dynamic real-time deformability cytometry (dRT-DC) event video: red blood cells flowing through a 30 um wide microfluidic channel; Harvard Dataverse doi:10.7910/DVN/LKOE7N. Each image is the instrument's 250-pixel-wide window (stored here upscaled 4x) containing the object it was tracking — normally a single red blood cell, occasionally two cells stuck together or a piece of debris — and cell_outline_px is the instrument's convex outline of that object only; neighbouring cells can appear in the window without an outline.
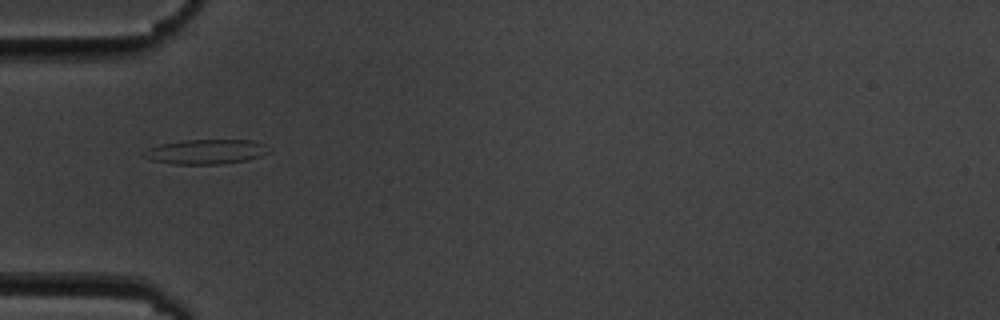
{"species": "common noctule bat (a hibernating species)", "species_latin": "Nyctalus noctula", "temperature_condition": "cold", "stored_images_in_passage": 7, "camera_frame_rate_fps": 3000, "um_per_image_px": 0.085, "animal": {"sex": "male", "body_mass_g": 19.5, "forearm_length_mm": 54.6}, "frame": {"image": 1, "passage_image": 1, "time_ms": 0.0, "image_size_px": [1000, 320], "cell_outline_px": [[272, 152], [248, 160], [220, 164], [172, 164], [152, 160], [140, 156], [140, 152], [148, 148], [160, 144], [184, 140], [252, 140], [264, 144], [272, 148]], "centroid_in_image_um": [17.51, 12.89], "position_along_channel_um": 67.5, "area_um2": 18.32}}
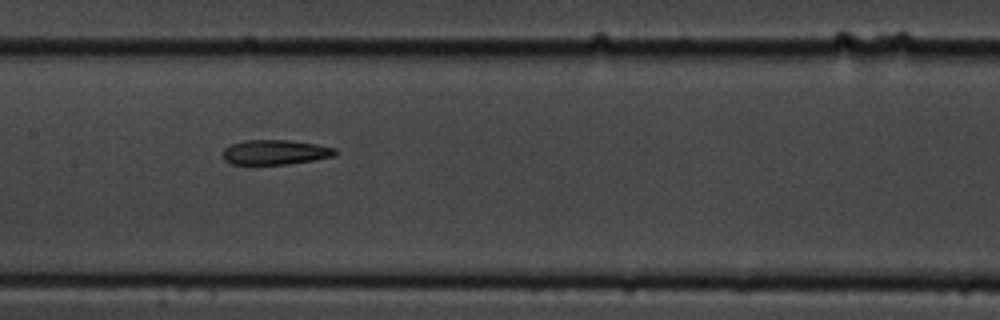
{"frame": {"image": 2, "passage_image": 4, "time_ms": 3.333, "image_size_px": [1000, 320], "cell_outline_px": [[336, 152], [332, 156], [316, 160], [288, 164], [228, 164], [224, 160], [224, 148], [232, 144], [244, 140], [288, 140], [316, 144], [336, 148]], "centroid_in_image_um": [23.38, 12.94], "position_along_channel_um": 184.0, "area_um2": 16.18}}
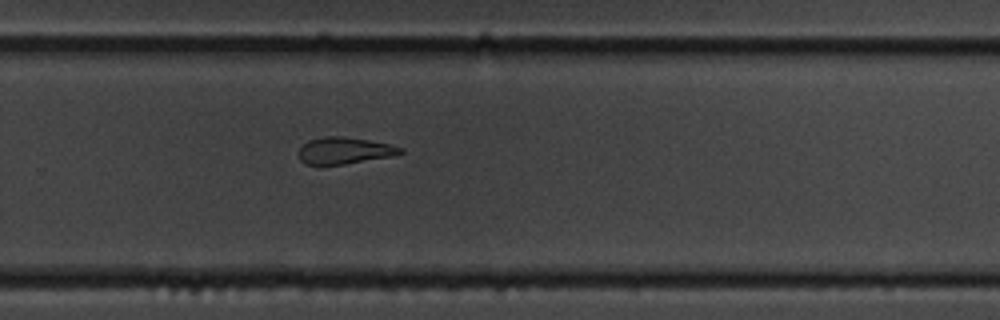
{"frame": {"image": 3, "passage_image": 7, "time_ms": 6.667, "image_size_px": [1000, 320], "cell_outline_px": [[404, 152], [392, 156], [344, 164], [304, 164], [300, 160], [300, 148], [308, 140], [324, 136], [344, 136], [368, 140], [388, 144], [404, 148]], "centroid_in_image_um": [29.29, 12.79], "position_along_channel_um": 300.5, "area_um2": 15.66}}